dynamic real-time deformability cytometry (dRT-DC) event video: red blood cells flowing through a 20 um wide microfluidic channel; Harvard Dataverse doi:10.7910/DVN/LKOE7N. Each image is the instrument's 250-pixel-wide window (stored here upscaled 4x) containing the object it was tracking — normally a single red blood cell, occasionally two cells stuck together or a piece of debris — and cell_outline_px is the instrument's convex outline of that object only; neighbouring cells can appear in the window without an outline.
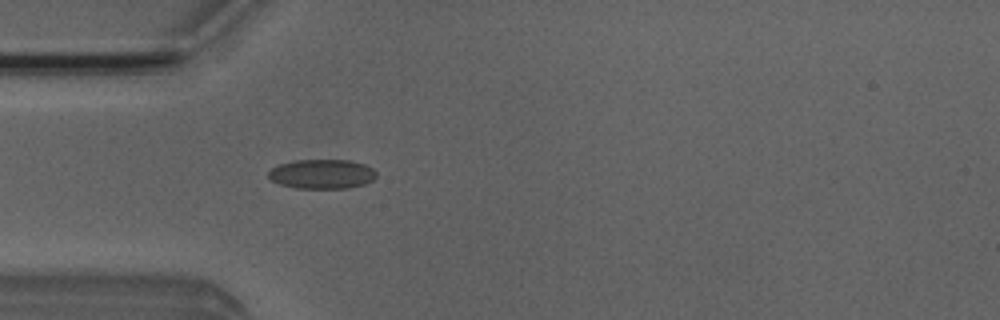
{"species": "Egyptian fruit bat (a non-hibernating species)", "species_latin": "Rousettus aegyptiacus", "temperature_condition": "room temperature", "stored_images_in_passage": 4, "camera_frame_rate_fps": 3000, "um_per_image_px": 0.085, "animal": {"sex": "male"}, "frame": {"image": 1, "passage_image": 4, "time_ms": 3.333, "image_size_px": [1000, 320], "cell_outline_px": [[376, 176], [372, 180], [364, 184], [348, 188], [296, 188], [280, 184], [272, 180], [268, 176], [268, 172], [272, 168], [280, 164], [296, 160], [348, 160], [364, 164], [372, 168], [376, 172]], "centroid_in_image_um": [27.37, 14.79], "position_along_channel_um": 57.6, "area_um2": 18.38}}